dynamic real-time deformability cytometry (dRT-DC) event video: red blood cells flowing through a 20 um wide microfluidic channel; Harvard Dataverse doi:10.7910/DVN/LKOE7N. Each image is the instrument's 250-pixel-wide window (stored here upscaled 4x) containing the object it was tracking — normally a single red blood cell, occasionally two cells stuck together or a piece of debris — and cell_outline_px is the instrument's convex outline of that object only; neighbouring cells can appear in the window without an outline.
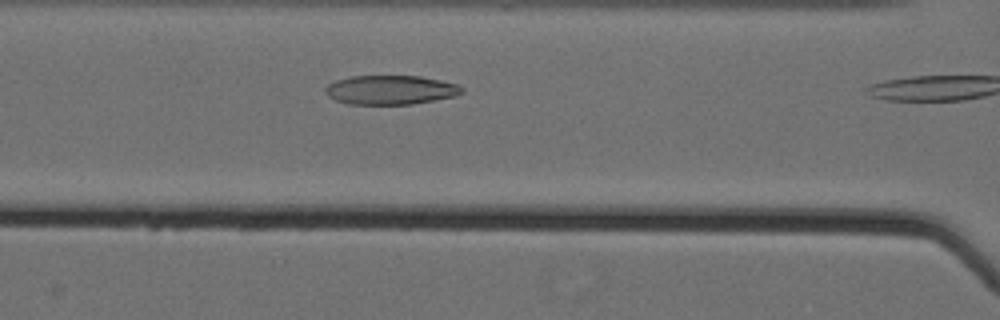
{"species": "Egyptian fruit bat (a non-hibernating species)", "species_latin": "Rousettus aegyptiacus", "temperature_condition": "cold", "stored_images_in_passage": 10, "camera_frame_rate_fps": 3000, "um_per_image_px": 0.085, "animal": {"sex": "female"}, "frame": {"image": 1, "passage_image": 9, "time_ms": 2.667, "image_size_px": [1000, 320], "cell_outline_px": [[464, 92], [456, 96], [412, 104], [348, 104], [336, 100], [328, 96], [324, 92], [324, 88], [328, 84], [336, 80], [352, 76], [420, 76], [440, 80], [456, 84], [464, 88]], "centroid_in_image_um": [33.19, 7.64], "position_along_channel_um": 133.4, "area_um2": 23.24}}